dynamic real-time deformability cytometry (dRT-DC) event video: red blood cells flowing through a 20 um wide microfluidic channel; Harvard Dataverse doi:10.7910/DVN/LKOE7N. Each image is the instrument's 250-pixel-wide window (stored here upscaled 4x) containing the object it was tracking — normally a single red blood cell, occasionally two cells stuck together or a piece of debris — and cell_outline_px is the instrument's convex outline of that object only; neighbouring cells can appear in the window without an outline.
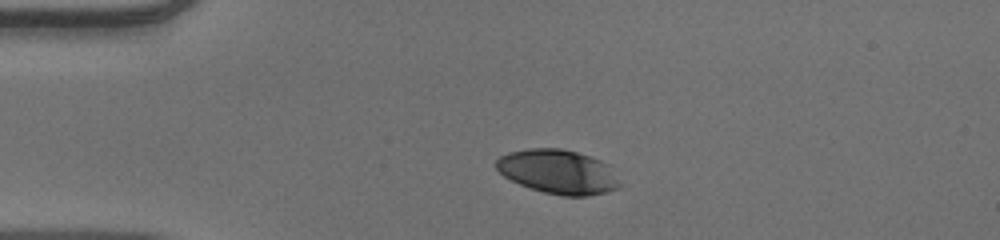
{"species": "human", "species_latin": "Homo sapiens", "temperature_condition": "warm", "stored_images_in_passage": 35, "camera_frame_rate_fps": 3000, "um_per_image_px": 0.085, "donor": {"sex": "male"}, "frame": {"image": 1, "passage_image": 1, "time_ms": 0.0, "image_size_px": [1000, 240], "cell_outline_px": [[620, 188], [608, 192], [588, 196], [564, 196], [544, 192], [520, 184], [504, 176], [492, 164], [500, 156], [508, 152], [528, 148], [560, 148], [576, 152], [612, 164], [620, 184]], "centroid_in_image_um": [47.47, 14.59], "position_along_channel_um": 37.5, "area_um2": 32.14}}
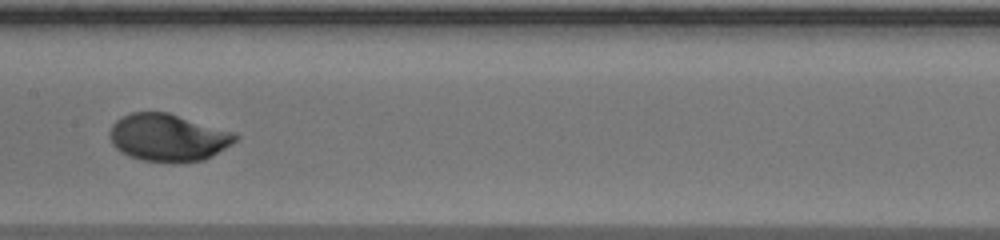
{"frame": {"image": 2, "passage_image": 16, "time_ms": 5.0, "image_size_px": [1000, 240], "cell_outline_px": [[240, 136], [232, 144], [204, 160], [176, 164], [140, 160], [128, 156], [120, 152], [112, 144], [108, 136], [108, 132], [112, 124], [120, 116], [132, 112], [168, 112], [236, 132]], "centroid_in_image_um": [14.27, 11.7], "position_along_channel_um": 193.1, "area_um2": 35.49}}
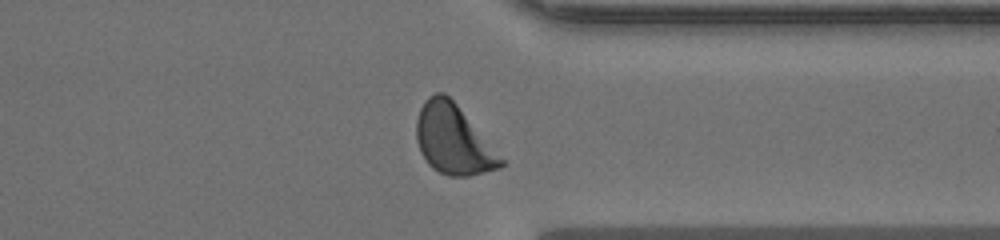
{"frame": {"image": 3, "passage_image": 30, "time_ms": 9.667, "image_size_px": [1000, 240], "cell_outline_px": [[504, 164], [500, 168], [468, 176], [448, 176], [432, 168], [428, 164], [420, 152], [416, 140], [416, 120], [420, 108], [424, 100], [428, 96], [436, 92], [444, 92], [456, 104], [504, 160]], "centroid_in_image_um": [38.48, 11.87], "position_along_channel_um": 372.9, "area_um2": 33.87}, "authors_computed_cell_mechanics": {"area_um2": 34.2176, "velocity_mm_per_s": 3.8825, "shape_relaxation_time_tau1_ms": 2.486, "shape_relaxation_time_tau2_ms": null, "deformation_change_tau1": 0.16, "deformation_change_tau2": null}}